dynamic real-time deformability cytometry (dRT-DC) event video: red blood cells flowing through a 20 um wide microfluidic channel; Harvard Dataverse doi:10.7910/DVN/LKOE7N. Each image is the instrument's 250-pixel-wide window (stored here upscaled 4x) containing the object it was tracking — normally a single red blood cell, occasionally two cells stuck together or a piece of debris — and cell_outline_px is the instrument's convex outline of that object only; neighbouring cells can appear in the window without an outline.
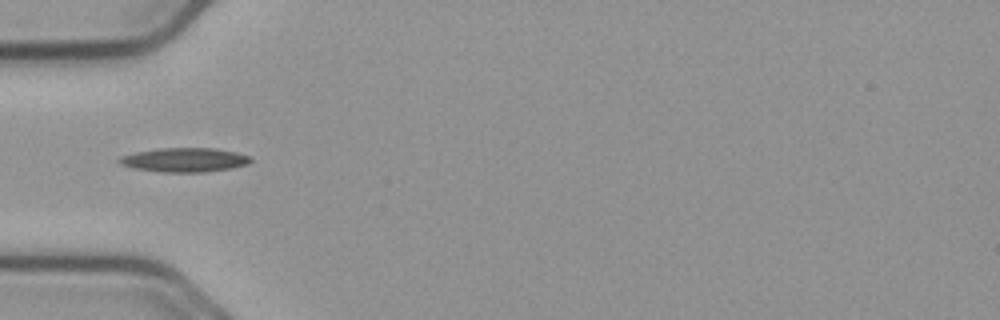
{"species": "common noctule bat (a hibernating species)", "species_latin": "Nyctalus noctula", "temperature_condition": "cold", "stored_images_in_passage": 38, "camera_frame_rate_fps": 3000, "um_per_image_px": 0.085, "animal": {"sex": "male", "body_mass_g": 23.1, "forearm_length_mm": 52.7}, "frame": {"image": 1, "passage_image": 1, "time_ms": 0.0, "image_size_px": [1000, 320], "cell_outline_px": [[252, 160], [248, 164], [232, 168], [204, 172], [164, 172], [132, 168], [120, 164], [116, 160], [120, 156], [136, 152], [160, 148], [216, 148], [236, 152], [248, 156]], "centroid_in_image_um": [15.66, 13.59], "position_along_channel_um": 69.3, "area_um2": 18.5}}
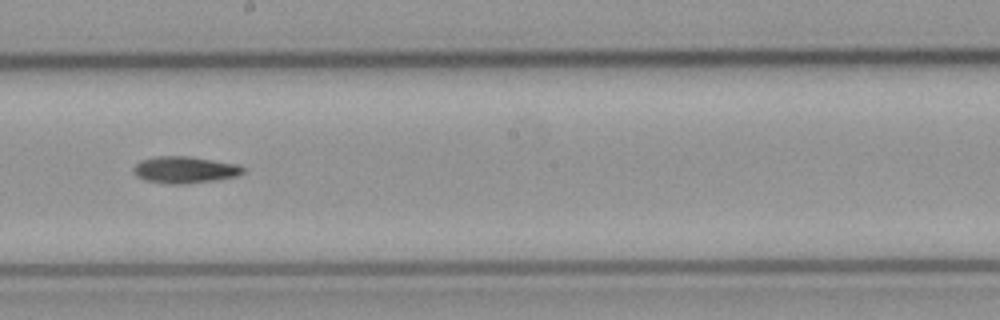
{"frame": {"image": 2, "passage_image": 14, "time_ms": 4.333, "image_size_px": [1000, 320], "cell_outline_px": [[244, 172], [236, 176], [216, 180], [184, 184], [168, 184], [144, 180], [136, 176], [132, 168], [140, 160], [156, 156], [188, 156], [240, 164], [244, 168]], "centroid_in_image_um": [15.7, 14.43], "position_along_channel_um": 232.5, "area_um2": 17.22}}
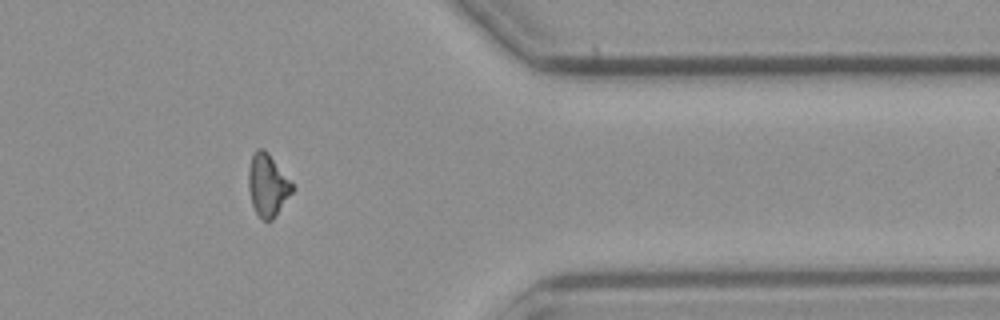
{"frame": {"image": 3, "passage_image": 28, "time_ms": 9.0, "image_size_px": [1000, 320], "cell_outline_px": [[296, 188], [272, 220], [264, 220], [256, 212], [252, 204], [248, 188], [248, 168], [252, 156], [256, 148], [264, 148], [268, 152]], "centroid_in_image_um": [22.75, 15.71], "position_along_channel_um": 388.7, "area_um2": 15.9}, "authors_computed_cell_mechanics": {"area_um2": 16.1551, "velocity_mm_per_s": 3.7358, "shape_relaxation_time_tau1_ms": 5.6936, "shape_relaxation_time_tau2_ms": null, "deformation_change_tau1": 0.1684, "deformation_change_tau2": null}}